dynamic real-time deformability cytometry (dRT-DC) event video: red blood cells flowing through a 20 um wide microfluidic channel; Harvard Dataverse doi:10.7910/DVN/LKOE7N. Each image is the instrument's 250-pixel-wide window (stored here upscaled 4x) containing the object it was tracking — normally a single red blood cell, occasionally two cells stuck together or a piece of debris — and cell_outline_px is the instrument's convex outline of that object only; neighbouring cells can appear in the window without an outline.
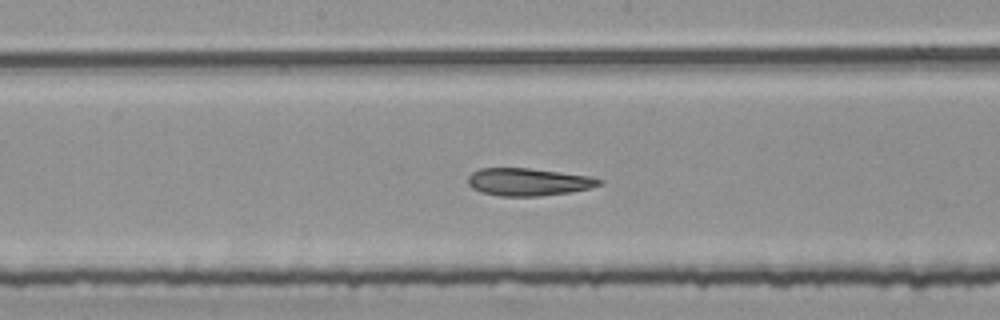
{"species": "common noctule bat (a hibernating species)", "species_latin": "Nyctalus noctula", "temperature_condition": "room temperature", "stored_images_in_passage": 52, "segment_of_instrument_passage": [2, 2], "camera_frame_rate_fps": 3000, "um_per_image_px": 0.085, "animal": {"sex": "female", "body_mass_g": 25.1}, "frame": {"image": 1, "passage_image": 28, "time_ms": 9.0, "image_size_px": [1000, 320], "cell_outline_px": [[604, 184], [588, 188], [568, 192], [540, 196], [500, 196], [480, 192], [472, 188], [468, 184], [468, 176], [472, 172], [480, 168], [528, 168], [560, 172], [588, 176], [604, 180]], "centroid_in_image_um": [44.88, 15.46], "position_along_channel_um": 203.3, "area_um2": 21.04}}
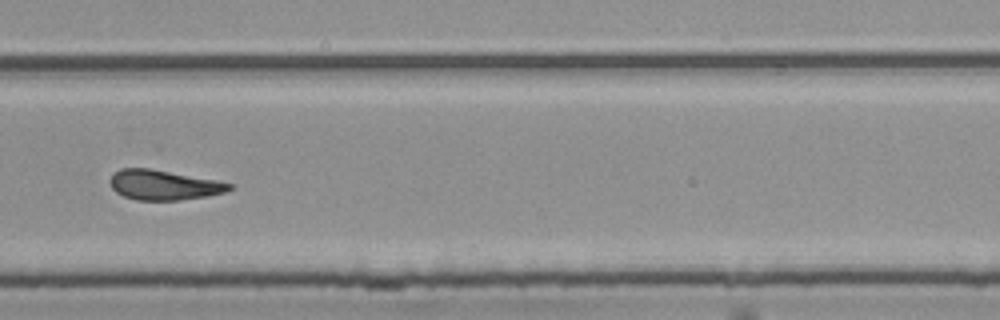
{"frame": {"image": 2, "passage_image": 37, "time_ms": 12.0, "image_size_px": [1000, 320], "cell_outline_px": [[232, 188], [224, 192], [204, 196], [176, 200], [136, 200], [124, 196], [116, 192], [112, 188], [108, 180], [120, 168], [148, 168], [216, 180], [232, 184]], "centroid_in_image_um": [13.87, 15.72], "position_along_channel_um": 315.9, "area_um2": 20.46}}
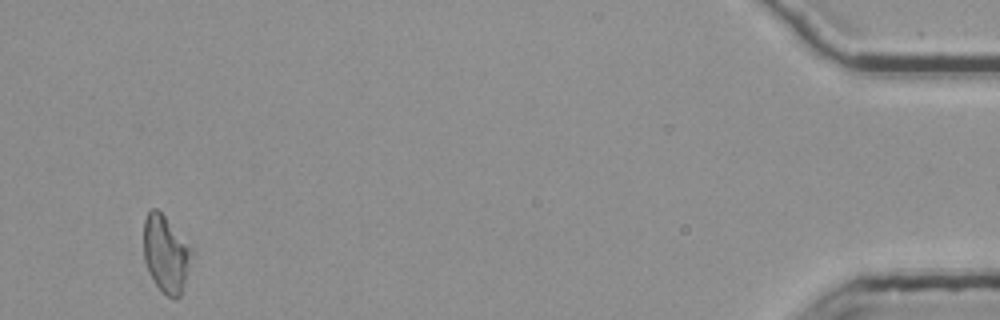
{"frame": {"image": 3, "passage_image": 52, "time_ms": 17.0, "image_size_px": [1000, 320], "cell_outline_px": [[192, 252], [184, 284], [180, 296], [176, 300], [172, 300], [156, 284], [144, 260], [144, 220], [148, 212], [152, 208], [156, 208], [164, 216], [192, 248]], "centroid_in_image_um": [14.09, 21.58], "position_along_channel_um": 421.1, "area_um2": 20.98}}